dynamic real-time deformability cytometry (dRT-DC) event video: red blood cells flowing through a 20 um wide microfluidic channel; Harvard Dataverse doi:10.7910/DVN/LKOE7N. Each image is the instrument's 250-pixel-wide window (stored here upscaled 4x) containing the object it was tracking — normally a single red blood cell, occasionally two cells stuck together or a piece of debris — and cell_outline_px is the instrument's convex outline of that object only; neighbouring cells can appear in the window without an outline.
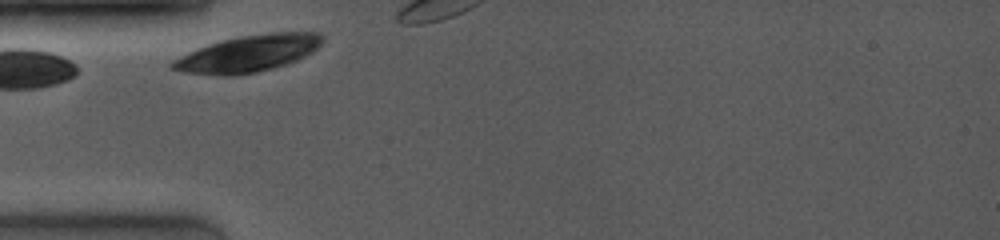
{"species": "common noctule bat (a hibernating species)", "species_latin": "Nyctalus noctula", "temperature_condition": "room temperature", "stored_images_in_passage": 3, "camera_frame_rate_fps": 4000, "um_per_image_px": 0.085, "animal": {"sex": "female", "body_mass_g": 19.0, "forearm_length_mm": 53.3}, "frame": {"image": 1, "passage_image": 1, "time_ms": 0.0, "image_size_px": [1000, 240], "cell_outline_px": [[324, 40], [312, 52], [288, 64], [256, 72], [232, 76], [224, 76], [184, 72], [168, 68], [168, 64], [172, 60], [196, 48], [208, 44], [240, 36], [268, 32], [320, 32], [324, 36]], "centroid_in_image_um": [21.08, 4.55], "position_along_channel_um": 63.9, "area_um2": 32.19}}